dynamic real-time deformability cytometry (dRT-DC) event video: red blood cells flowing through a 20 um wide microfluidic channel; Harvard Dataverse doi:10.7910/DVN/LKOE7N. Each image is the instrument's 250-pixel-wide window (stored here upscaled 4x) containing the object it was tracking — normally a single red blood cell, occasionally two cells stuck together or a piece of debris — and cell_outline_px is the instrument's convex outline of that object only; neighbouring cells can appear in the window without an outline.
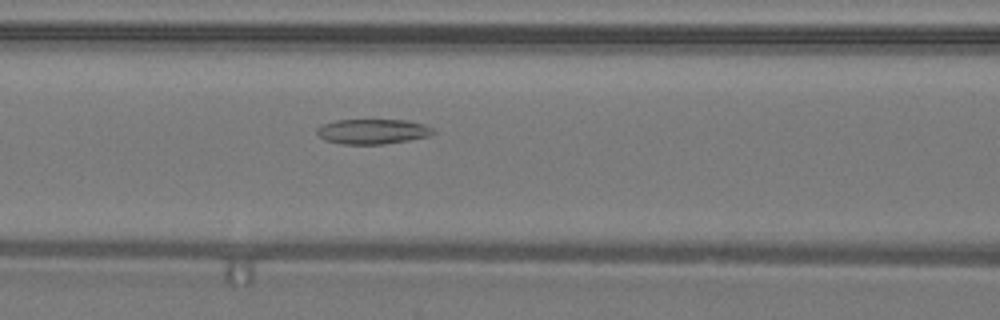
{"species": "common noctule bat (a hibernating species)", "species_latin": "Nyctalus noctula", "temperature_condition": "warm", "stored_images_in_passage": 31, "camera_frame_rate_fps": 3000, "um_per_image_px": 0.085, "animal": {"sex": "male", "body_mass_g": 19.2, "forearm_length_mm": 51.8}, "frame": {"image": 1, "passage_image": 9, "time_ms": 2.667, "image_size_px": [1000, 320], "cell_outline_px": [[436, 132], [428, 136], [408, 140], [384, 144], [340, 144], [324, 140], [316, 132], [316, 128], [324, 124], [336, 120], [408, 120], [424, 124], [432, 128]], "centroid_in_image_um": [31.67, 11.18], "position_along_channel_um": 134.9, "area_um2": 16.94}}
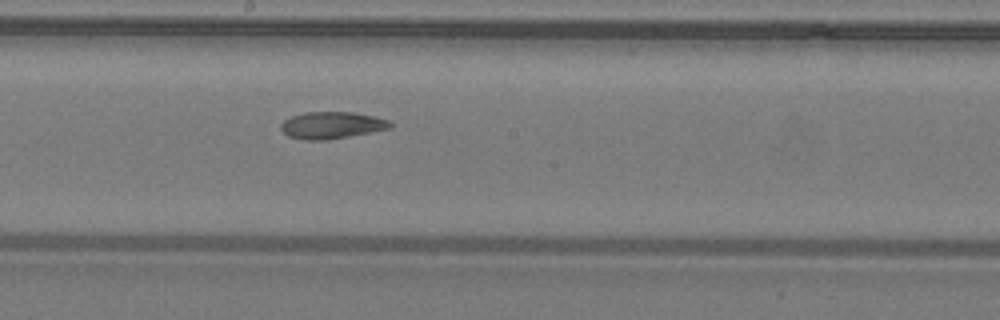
{"frame": {"image": 2, "passage_image": 15, "time_ms": 4.667, "image_size_px": [1000, 320], "cell_outline_px": [[392, 128], [328, 140], [304, 140], [288, 136], [280, 128], [280, 124], [284, 120], [292, 116], [304, 112], [352, 112], [372, 116], [388, 120], [392, 124]], "centroid_in_image_um": [28.17, 10.65], "position_along_channel_um": 220.0, "area_um2": 17.11}}
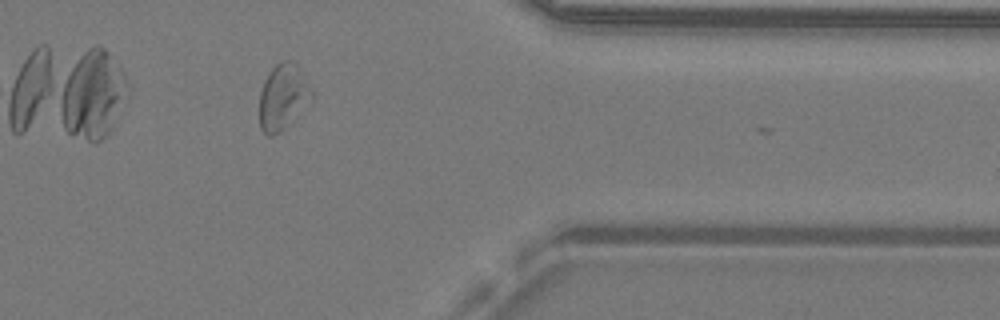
{"frame": {"image": 3, "passage_image": 28, "time_ms": 9.0, "image_size_px": [1000, 320], "cell_outline_px": [[312, 96], [288, 124], [284, 128], [272, 136], [268, 136], [260, 128], [260, 92], [264, 80], [272, 68], [280, 60], [292, 60], [296, 64], [308, 84], [312, 92]], "centroid_in_image_um": [24.0, 8.21], "position_along_channel_um": 387.4, "area_um2": 19.31}, "authors_computed_cell_mechanics": {"area_um2": 17.8602, "velocity_mm_per_s": 4.2642, "shape_relaxation_time_tau1_ms": null, "shape_relaxation_time_tau2_ms": 5.3287, "deformation_change_tau1": null, "deformation_change_tau2": 0.1255}}